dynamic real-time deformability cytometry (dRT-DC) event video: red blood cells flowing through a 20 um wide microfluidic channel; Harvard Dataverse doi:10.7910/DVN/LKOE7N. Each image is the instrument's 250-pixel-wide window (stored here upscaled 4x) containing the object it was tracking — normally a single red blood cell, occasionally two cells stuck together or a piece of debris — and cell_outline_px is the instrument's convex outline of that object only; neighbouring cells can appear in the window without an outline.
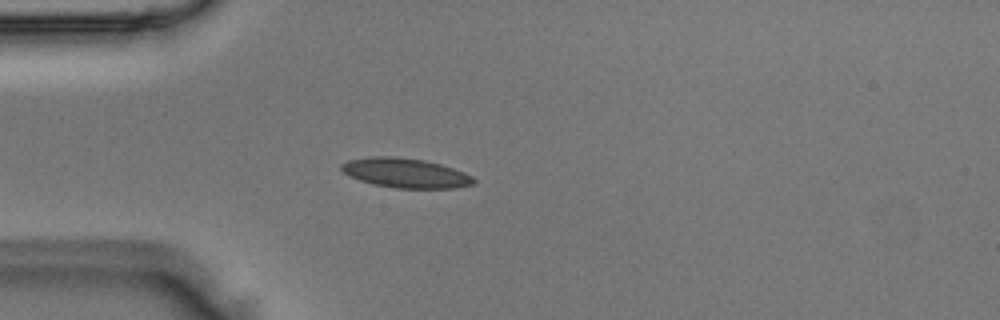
{"species": "Egyptian fruit bat (a non-hibernating species)", "species_latin": "Rousettus aegyptiacus", "temperature_condition": "room temperature", "stored_images_in_passage": 3, "camera_frame_rate_fps": 3000, "um_per_image_px": 0.085, "animal": {"sex": "male"}, "frame": {"image": 1, "passage_image": 3, "time_ms": 0.667, "image_size_px": [1000, 320], "cell_outline_px": [[476, 180], [472, 184], [456, 188], [396, 188], [372, 184], [360, 180], [344, 172], [340, 168], [340, 164], [348, 160], [368, 156], [396, 156], [424, 160], [440, 164], [464, 172], [472, 176]], "centroid_in_image_um": [34.45, 14.69], "position_along_channel_um": 50.5, "area_um2": 22.77}}